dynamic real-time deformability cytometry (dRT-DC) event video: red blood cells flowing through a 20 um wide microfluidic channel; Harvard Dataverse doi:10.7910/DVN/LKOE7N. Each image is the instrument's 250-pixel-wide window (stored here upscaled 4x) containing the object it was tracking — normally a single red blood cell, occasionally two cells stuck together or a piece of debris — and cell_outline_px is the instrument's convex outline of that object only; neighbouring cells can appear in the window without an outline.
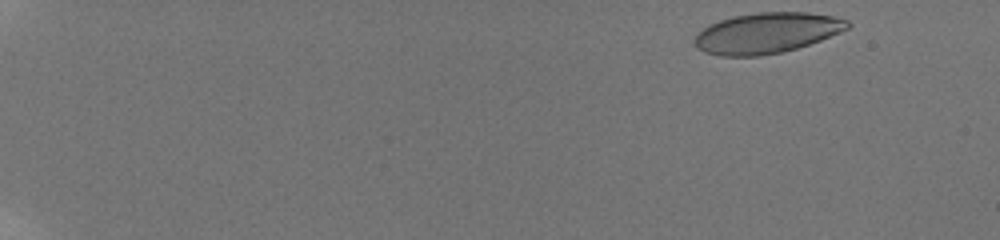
{"species": "human", "species_latin": "Homo sapiens", "temperature_condition": "room temperature", "stored_images_in_passage": 26, "camera_frame_rate_fps": 3000, "um_per_image_px": 0.085, "donor": {"sex": "male"}, "frame": {"image": 1, "passage_image": 2, "time_ms": 0.333, "image_size_px": [1000, 240], "cell_outline_px": [[852, 24], [848, 28], [840, 32], [820, 40], [796, 48], [780, 52], [760, 56], [720, 56], [704, 52], [696, 48], [692, 40], [708, 24], [720, 20], [736, 16], [760, 12], [808, 12], [832, 16], [848, 20]], "centroid_in_image_um": [65.16, 2.81], "position_along_channel_um": 19.8, "area_um2": 36.07}}
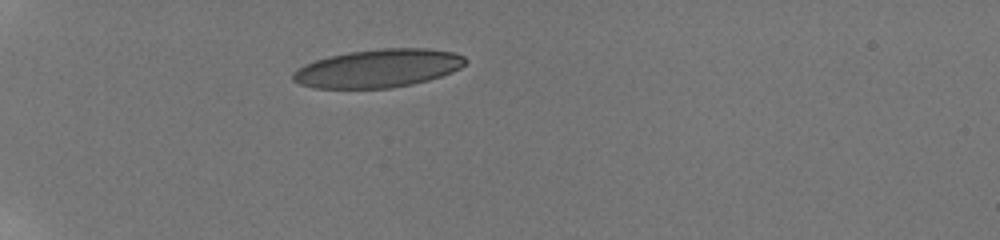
{"frame": {"image": 2, "passage_image": 17, "time_ms": 5.0, "image_size_px": [1000, 240], "cell_outline_px": [[468, 60], [460, 68], [452, 72], [428, 80], [412, 84], [392, 88], [312, 88], [300, 84], [292, 80], [292, 72], [304, 64], [328, 56], [348, 52], [380, 48], [428, 48], [452, 52], [464, 56]], "centroid_in_image_um": [32.13, 5.81], "position_along_channel_um": 52.9, "area_um2": 38.55}}
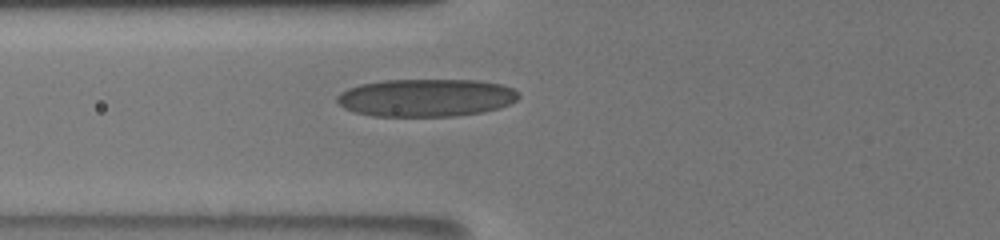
{"frame": {"image": 3, "passage_image": 23, "time_ms": 7.0, "image_size_px": [1000, 240], "cell_outline_px": [[520, 96], [516, 100], [500, 108], [484, 112], [456, 116], [372, 116], [356, 112], [344, 108], [336, 100], [336, 96], [340, 92], [348, 88], [360, 84], [384, 80], [480, 80], [500, 84], [512, 88], [520, 92]], "centroid_in_image_um": [36.23, 8.3], "position_along_channel_um": 89.6, "area_um2": 40.17}}